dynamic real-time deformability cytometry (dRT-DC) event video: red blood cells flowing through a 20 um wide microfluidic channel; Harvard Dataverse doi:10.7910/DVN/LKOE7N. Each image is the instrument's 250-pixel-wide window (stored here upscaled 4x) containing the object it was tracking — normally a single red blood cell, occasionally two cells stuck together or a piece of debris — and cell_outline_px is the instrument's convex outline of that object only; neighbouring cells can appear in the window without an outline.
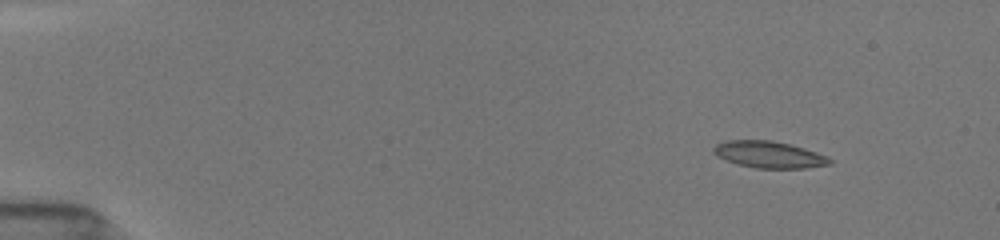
{"species": "common noctule bat (a hibernating species)", "species_latin": "Nyctalus noctula", "temperature_condition": "room temperature", "stored_images_in_passage": 53, "camera_frame_rate_fps": 3000, "um_per_image_px": 0.085, "animal": {"sex": "female", "body_mass_g": 19.5, "forearm_length_mm": 54.1}, "frame": {"image": 1, "passage_image": 6, "time_ms": 1.667, "image_size_px": [1000, 240], "cell_outline_px": [[832, 164], [804, 168], [756, 168], [724, 160], [716, 156], [712, 152], [712, 148], [716, 144], [728, 140], [772, 140], [792, 144], [816, 152], [832, 160]], "centroid_in_image_um": [65.33, 13.13], "position_along_channel_um": 19.7, "area_um2": 18.09}}
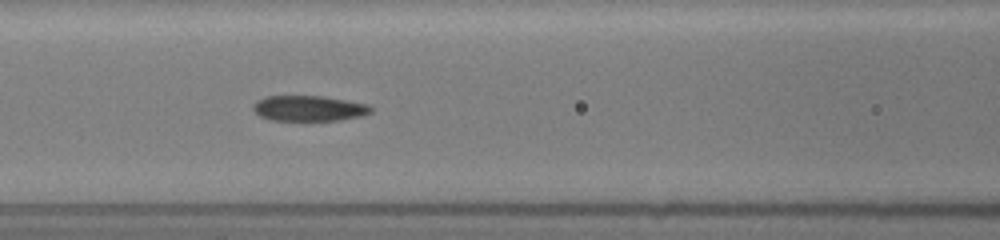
{"frame": {"image": 2, "passage_image": 24, "time_ms": 7.667, "image_size_px": [1000, 240], "cell_outline_px": [[372, 112], [364, 116], [340, 120], [272, 120], [260, 116], [252, 108], [252, 104], [256, 100], [264, 96], [324, 96], [368, 104], [372, 108]], "centroid_in_image_um": [26.26, 9.2], "position_along_channel_um": 140.3, "area_um2": 17.63}}
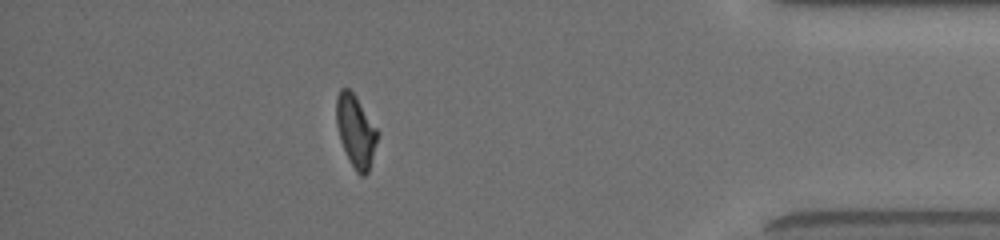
{"frame": {"image": 3, "passage_image": 47, "time_ms": 15.333, "image_size_px": [1000, 240], "cell_outline_px": [[380, 132], [368, 172], [364, 176], [360, 176], [356, 172], [340, 140], [336, 124], [336, 96], [340, 88], [348, 88], [356, 96]], "centroid_in_image_um": [30.25, 11.11], "position_along_channel_um": 405.0, "area_um2": 17.34}, "authors_computed_cell_mechanics": {"area_um2": 17.9758, "velocity_mm_per_s": 3.9309, "shape_relaxation_time_tau1_ms": 9.5507, "shape_relaxation_time_tau2_ms": 2.5219, "deformation_change_tau1": 0.2415, "deformation_change_tau2": 0.0778}}